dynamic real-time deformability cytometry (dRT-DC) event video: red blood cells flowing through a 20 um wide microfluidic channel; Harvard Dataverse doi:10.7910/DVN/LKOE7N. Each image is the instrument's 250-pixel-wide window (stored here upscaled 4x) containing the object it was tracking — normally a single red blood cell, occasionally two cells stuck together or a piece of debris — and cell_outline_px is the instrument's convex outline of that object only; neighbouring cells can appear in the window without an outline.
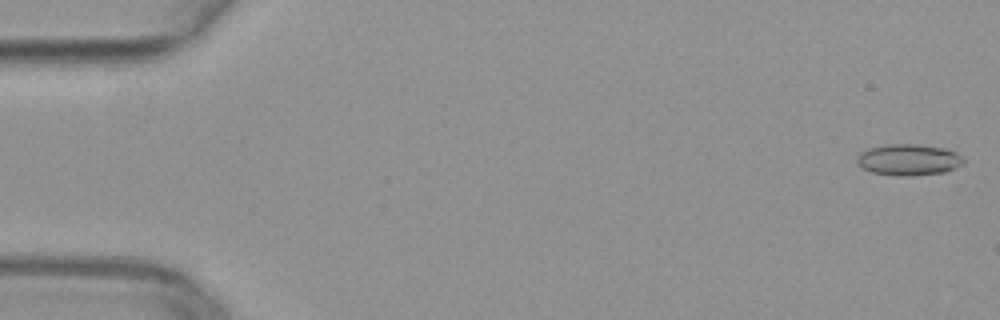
{"species": "common noctule bat (a hibernating species)", "species_latin": "Nyctalus noctula", "temperature_condition": "warm", "stored_images_in_passage": 42, "camera_frame_rate_fps": 3000, "um_per_image_px": 0.085, "animal": {"sex": "female", "body_mass_g": 29.2, "forearm_length_mm": 56.3}, "frame": {"image": 1, "passage_image": 1, "time_ms": 0.0, "image_size_px": [1000, 320], "cell_outline_px": [[964, 164], [944, 172], [908, 176], [896, 176], [872, 172], [864, 168], [856, 160], [856, 156], [860, 152], [868, 148], [888, 144], [916, 144], [944, 148], [956, 152], [964, 160]], "centroid_in_image_um": [77.22, 13.57], "position_along_channel_um": 7.8, "area_um2": 19.36}}
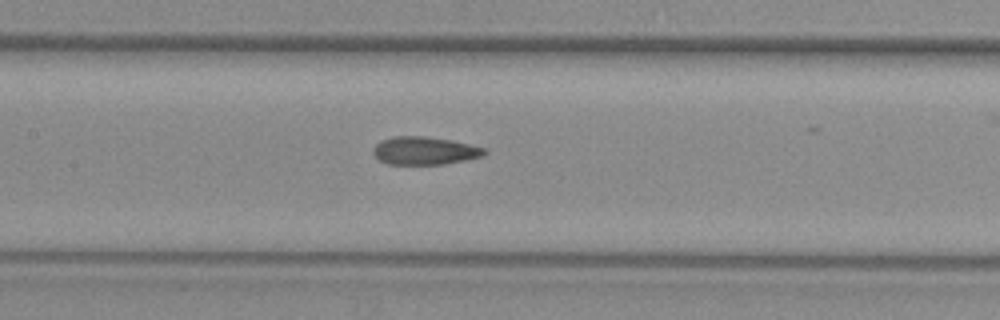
{"frame": {"image": 2, "passage_image": 24, "time_ms": 7.667, "image_size_px": [1000, 320], "cell_outline_px": [[488, 152], [484, 156], [444, 164], [388, 164], [380, 160], [372, 152], [372, 148], [380, 140], [392, 136], [424, 136], [452, 140], [484, 148]], "centroid_in_image_um": [36.07, 12.8], "position_along_channel_um": 171.3, "area_um2": 18.15}}
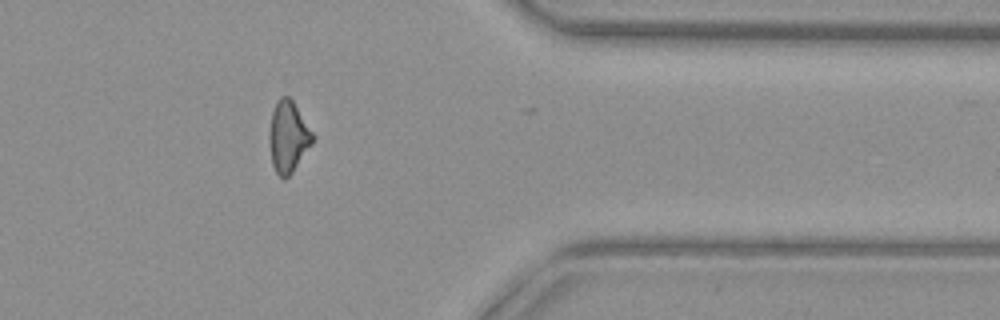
{"frame": {"image": 3, "passage_image": 41, "time_ms": 13.333, "image_size_px": [1000, 320], "cell_outline_px": [[316, 136], [312, 144], [292, 172], [284, 180], [276, 172], [272, 164], [268, 140], [268, 132], [272, 112], [276, 100], [280, 96], [288, 96], [292, 100]], "centroid_in_image_um": [24.49, 11.61], "position_along_channel_um": 386.9, "area_um2": 18.21}}